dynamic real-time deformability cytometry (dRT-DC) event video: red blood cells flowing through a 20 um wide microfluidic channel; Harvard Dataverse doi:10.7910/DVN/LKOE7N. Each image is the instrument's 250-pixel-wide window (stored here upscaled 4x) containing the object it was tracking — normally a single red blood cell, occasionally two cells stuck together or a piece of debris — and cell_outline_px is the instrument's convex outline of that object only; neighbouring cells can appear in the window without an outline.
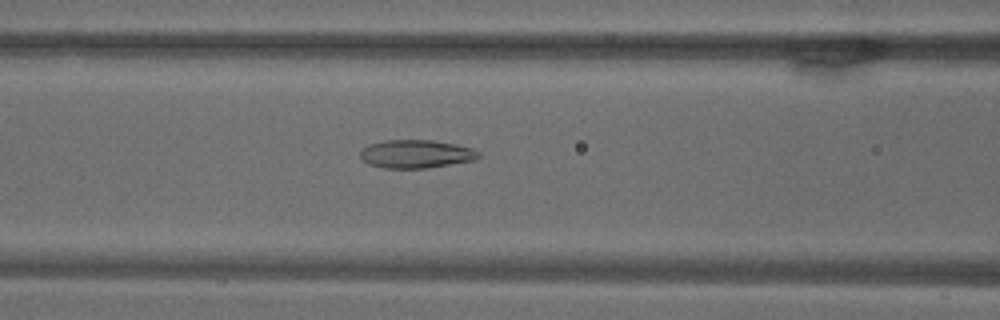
{"species": "common noctule bat (a hibernating species)", "species_latin": "Nyctalus noctula", "temperature_condition": "warm", "stored_images_in_passage": 70, "camera_frame_rate_fps": 3000, "um_per_image_px": 0.085, "animal": {"sex": "male", "body_mass_g": 18.8}, "frame": {"image": 1, "passage_image": 30, "time_ms": 9.667, "image_size_px": [1000, 320], "cell_outline_px": [[480, 156], [472, 160], [428, 168], [384, 168], [368, 164], [360, 156], [360, 148], [368, 144], [384, 140], [432, 140], [456, 144], [472, 148], [480, 152]], "centroid_in_image_um": [35.33, 13.08], "position_along_channel_um": 131.3, "area_um2": 19.54}}
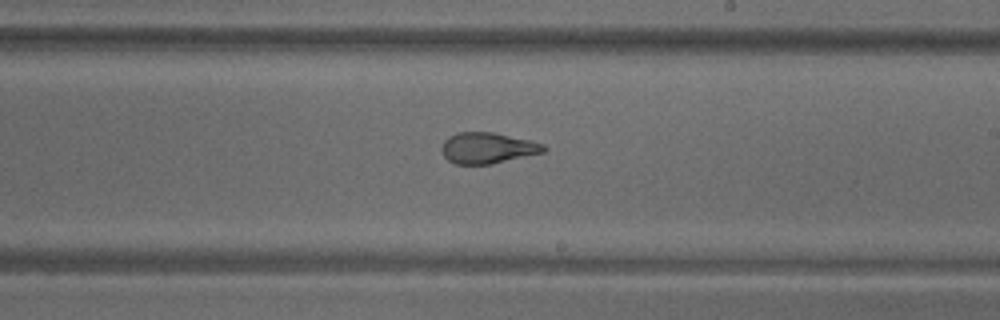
{"frame": {"image": 2, "passage_image": 42, "time_ms": 13.667, "image_size_px": [1000, 320], "cell_outline_px": [[548, 148], [544, 152], [492, 164], [456, 164], [448, 160], [444, 156], [440, 148], [444, 140], [448, 136], [456, 132], [492, 132], [532, 140], [544, 144]], "centroid_in_image_um": [41.44, 12.57], "position_along_channel_um": 247.6, "area_um2": 18.61}}
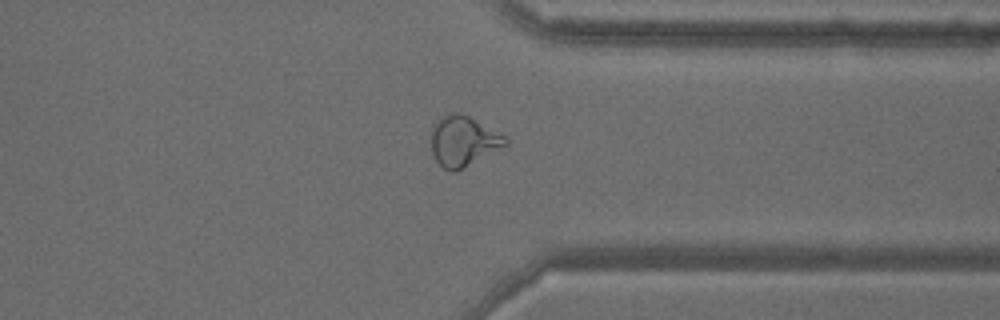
{"frame": {"image": 3, "passage_image": 55, "time_ms": 18.0, "image_size_px": [1000, 320], "cell_outline_px": [[508, 144], [456, 172], [452, 172], [444, 168], [436, 160], [432, 152], [432, 124], [436, 120], [452, 112], [460, 112], [468, 116], [504, 136], [508, 140]], "centroid_in_image_um": [39.35, 12.0], "position_along_channel_um": 372.1, "area_um2": 21.39}}